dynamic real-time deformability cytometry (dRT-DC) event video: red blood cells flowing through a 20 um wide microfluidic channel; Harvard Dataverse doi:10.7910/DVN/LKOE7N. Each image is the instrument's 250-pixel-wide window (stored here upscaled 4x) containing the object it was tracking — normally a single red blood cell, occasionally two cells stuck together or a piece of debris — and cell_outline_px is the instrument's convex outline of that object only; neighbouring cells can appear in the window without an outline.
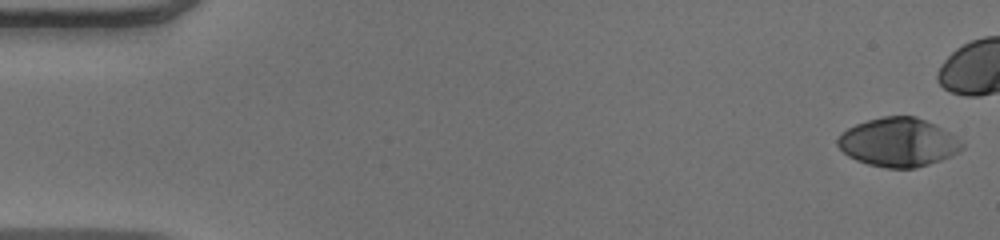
{"species": "human", "species_latin": "Homo sapiens", "temperature_condition": "warm", "stored_images_in_passage": 9, "camera_frame_rate_fps": 3000, "um_per_image_px": 0.085, "donor": {"sex": "male"}, "frame": {"image": 1, "passage_image": 1, "time_ms": 0.0, "image_size_px": [1000, 240], "cell_outline_px": [[964, 148], [940, 160], [928, 164], [912, 168], [884, 168], [868, 164], [856, 160], [848, 156], [836, 144], [836, 140], [840, 132], [856, 124], [868, 120], [884, 116], [916, 116], [956, 136], [964, 144]], "centroid_in_image_um": [76.31, 12.1], "position_along_channel_um": 8.7, "area_um2": 35.03}}